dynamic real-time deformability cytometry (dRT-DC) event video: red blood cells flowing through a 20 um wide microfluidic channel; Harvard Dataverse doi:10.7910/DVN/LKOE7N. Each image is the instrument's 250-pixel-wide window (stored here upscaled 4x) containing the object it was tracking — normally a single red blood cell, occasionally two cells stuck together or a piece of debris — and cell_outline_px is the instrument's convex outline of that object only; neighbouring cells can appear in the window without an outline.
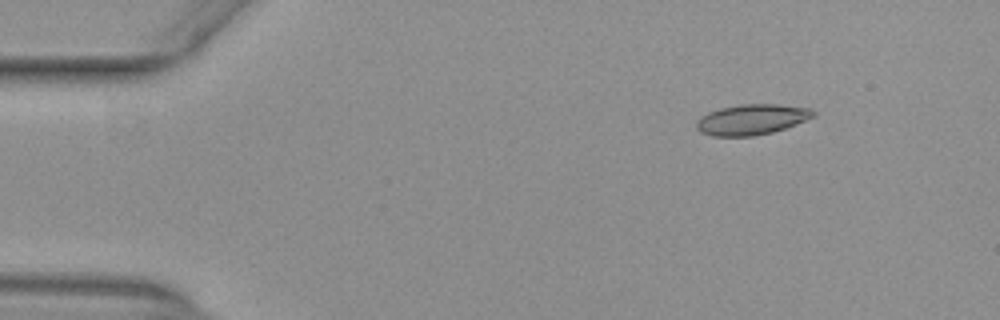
{"species": "common noctule bat (a hibernating species)", "species_latin": "Nyctalus noctula", "temperature_condition": "warm", "stored_images_in_passage": 33, "camera_frame_rate_fps": 3000, "um_per_image_px": 0.085, "animal": {"sex": "female", "body_mass_g": 29.2, "forearm_length_mm": 56.3}, "frame": {"image": 1, "passage_image": 1, "time_ms": 0.0, "image_size_px": [1000, 320], "cell_outline_px": [[816, 116], [784, 128], [772, 132], [752, 136], [712, 136], [700, 132], [696, 128], [696, 120], [700, 116], [708, 112], [720, 108], [740, 104], [776, 104], [808, 108], [816, 112]], "centroid_in_image_um": [63.85, 10.15], "position_along_channel_um": 21.1, "area_um2": 20.75}}
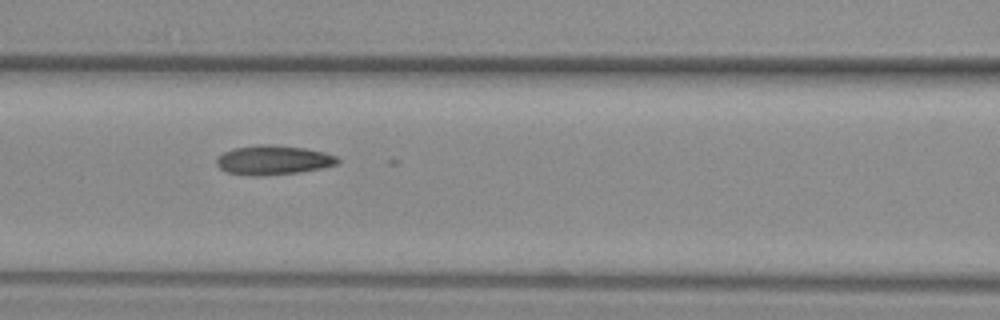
{"frame": {"image": 2, "passage_image": 17, "time_ms": 5.333, "image_size_px": [1000, 320], "cell_outline_px": [[340, 160], [336, 164], [320, 168], [300, 172], [264, 176], [252, 176], [228, 172], [220, 168], [216, 164], [216, 156], [232, 148], [260, 144], [272, 144], [304, 148], [324, 152], [336, 156]], "centroid_in_image_um": [23.19, 13.6], "position_along_channel_um": 143.4, "area_um2": 20.81}}
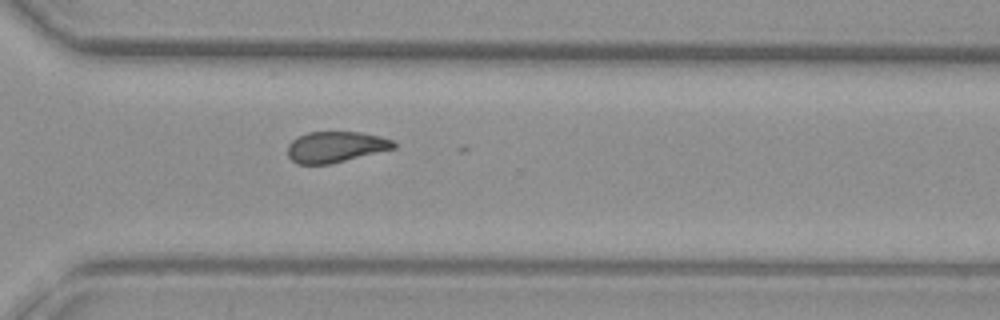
{"frame": {"image": 3, "passage_image": 32, "time_ms": 10.333, "image_size_px": [1000, 320], "cell_outline_px": [[396, 148], [328, 164], [296, 164], [288, 156], [288, 144], [292, 140], [308, 132], [360, 132], [380, 136], [392, 140], [396, 144]], "centroid_in_image_um": [28.52, 12.48], "position_along_channel_um": 342.1, "area_um2": 18.96}}